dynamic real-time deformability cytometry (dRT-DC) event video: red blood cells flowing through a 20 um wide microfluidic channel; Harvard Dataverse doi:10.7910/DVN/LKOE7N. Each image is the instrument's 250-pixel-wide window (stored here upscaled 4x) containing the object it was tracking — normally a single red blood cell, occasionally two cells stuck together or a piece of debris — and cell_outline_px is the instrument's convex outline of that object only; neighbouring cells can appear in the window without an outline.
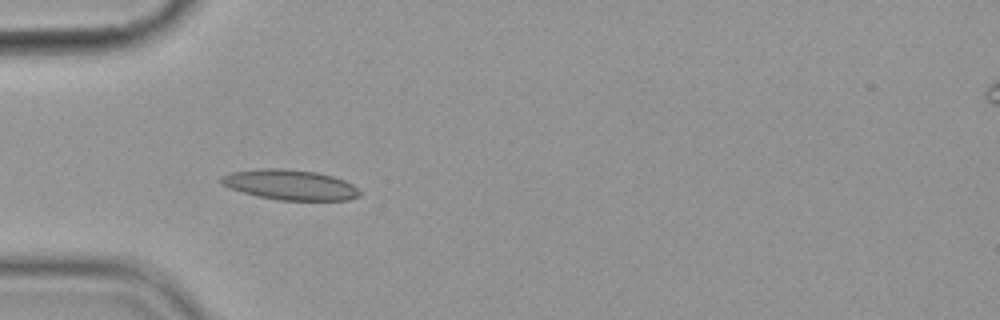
{"species": "common noctule bat (a hibernating species)", "species_latin": "Nyctalus noctula", "temperature_condition": "cold", "stored_images_in_passage": 5, "camera_frame_rate_fps": 3000, "um_per_image_px": 0.085, "animal": {"sex": "female", "body_mass_g": 19.9}, "frame": {"image": 1, "passage_image": 3, "time_ms": 2.333, "image_size_px": [1000, 320], "cell_outline_px": [[360, 196], [348, 200], [280, 200], [260, 196], [228, 188], [220, 184], [220, 176], [232, 172], [256, 168], [280, 168], [316, 172], [332, 176], [344, 180], [352, 184], [360, 192]], "centroid_in_image_um": [24.62, 15.7], "position_along_channel_um": 60.4, "area_um2": 24.33}}
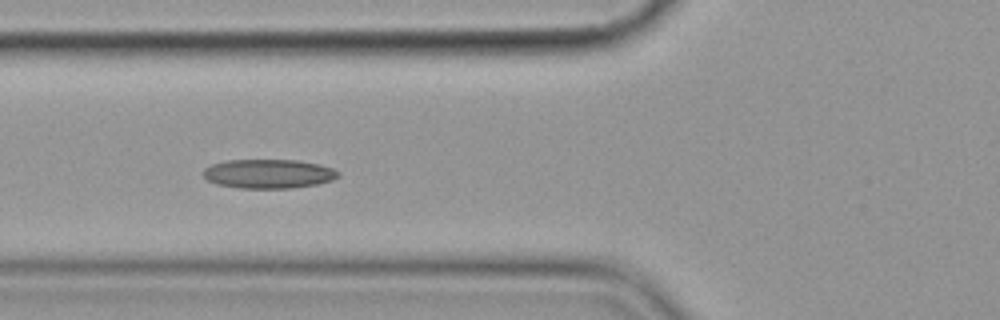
{"frame": {"image": 2, "passage_image": 4, "time_ms": 3.667, "image_size_px": [1000, 320], "cell_outline_px": [[340, 176], [332, 180], [316, 184], [292, 188], [240, 188], [216, 184], [208, 180], [204, 176], [204, 168], [212, 164], [228, 160], [296, 160], [320, 164], [332, 168], [340, 172]], "centroid_in_image_um": [22.84, 14.77], "position_along_channel_um": 103.0, "area_um2": 22.89}}
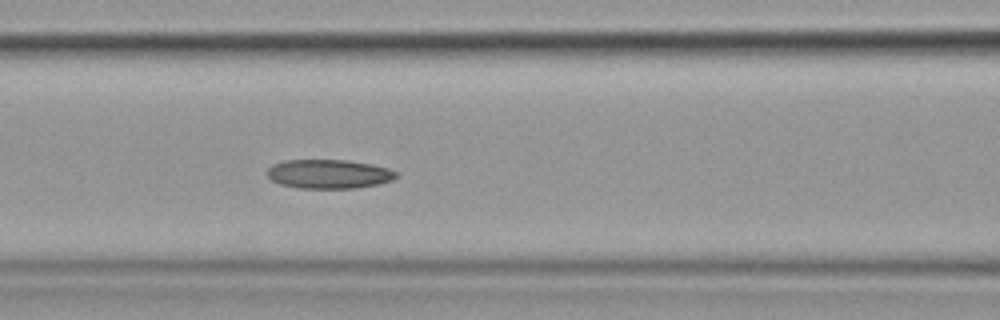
{"frame": {"image": 3, "passage_image": 5, "time_ms": 4.667, "image_size_px": [1000, 320], "cell_outline_px": [[396, 176], [392, 180], [376, 184], [352, 188], [300, 188], [280, 184], [272, 180], [268, 176], [268, 168], [272, 164], [284, 160], [348, 160], [372, 164], [388, 168], [396, 172]], "centroid_in_image_um": [27.92, 14.78], "position_along_channel_um": 138.7, "area_um2": 21.68}}